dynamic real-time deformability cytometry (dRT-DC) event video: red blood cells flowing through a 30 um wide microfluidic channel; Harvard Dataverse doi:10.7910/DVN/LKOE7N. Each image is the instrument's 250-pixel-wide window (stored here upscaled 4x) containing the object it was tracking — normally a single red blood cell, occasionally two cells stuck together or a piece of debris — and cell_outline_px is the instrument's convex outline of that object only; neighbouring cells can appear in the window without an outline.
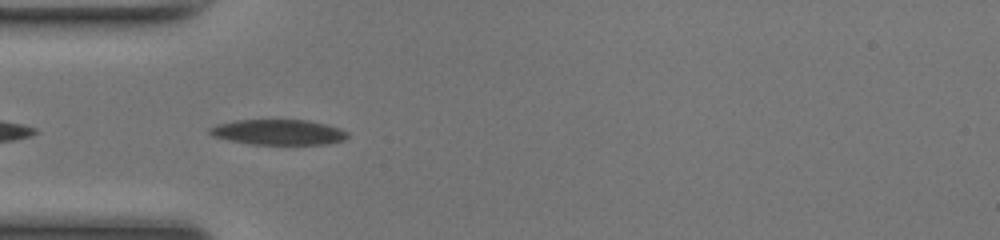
{"species": "common noctule bat (a hibernating species)", "species_latin": "Nyctalus noctula", "temperature_condition": "room temperature", "stored_images_in_passage": 34, "camera_frame_rate_fps": 3000, "um_per_image_px": 0.085, "animal": {"sex": "female", "body_mass_g": 17.0, "forearm_length_mm": 48.0}, "frame": {"image": 1, "passage_image": 3, "time_ms": 0.667, "image_size_px": [1000, 240], "cell_outline_px": [[348, 136], [344, 140], [328, 144], [252, 144], [228, 140], [212, 136], [208, 132], [208, 128], [216, 124], [236, 120], [308, 120], [340, 128], [348, 132]], "centroid_in_image_um": [23.64, 11.23], "position_along_channel_um": 61.4, "area_um2": 20.4}}
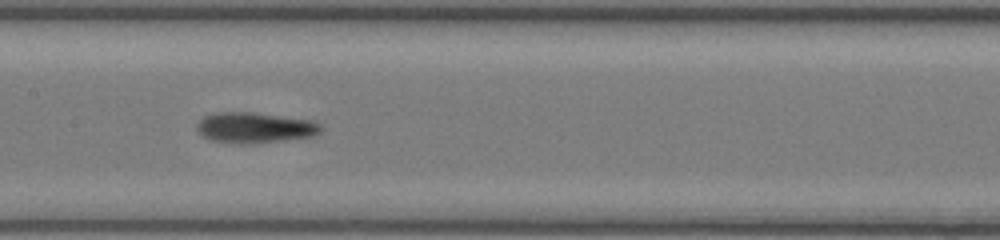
{"frame": {"image": 2, "passage_image": 12, "time_ms": 3.667, "image_size_px": [1000, 240], "cell_outline_px": [[324, 128], [320, 132], [312, 136], [252, 144], [240, 144], [212, 140], [204, 136], [196, 128], [196, 124], [204, 116], [216, 112], [252, 112], [312, 120], [320, 124]], "centroid_in_image_um": [21.66, 10.84], "position_along_channel_um": 185.7, "area_um2": 22.08}}
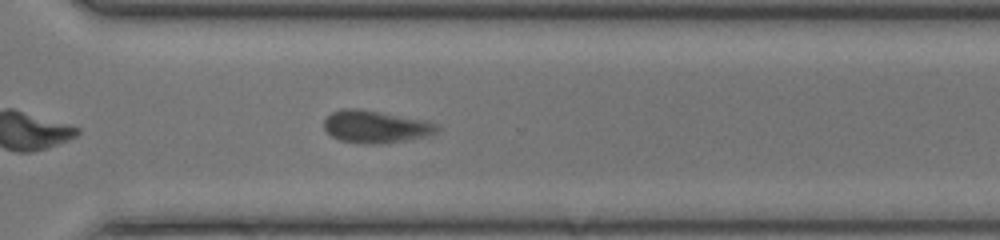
{"frame": {"image": 3, "passage_image": 23, "time_ms": 7.333, "image_size_px": [1000, 240], "cell_outline_px": [[440, 128], [436, 132], [428, 136], [380, 144], [360, 144], [340, 140], [332, 136], [324, 128], [324, 120], [332, 112], [344, 108], [356, 108], [380, 112], [424, 120], [440, 124]], "centroid_in_image_um": [31.93, 10.77], "position_along_channel_um": 338.7, "area_um2": 21.33}, "authors_computed_cell_mechanics": {"area_um2": 21.2993, "velocity_mm_per_s": 4.1869, "shape_relaxation_time_tau1_ms": 6.5117, "shape_relaxation_time_tau2_ms": 2.9259, "deformation_change_tau1": 0.1296, "deformation_change_tau2": 0.0919}}